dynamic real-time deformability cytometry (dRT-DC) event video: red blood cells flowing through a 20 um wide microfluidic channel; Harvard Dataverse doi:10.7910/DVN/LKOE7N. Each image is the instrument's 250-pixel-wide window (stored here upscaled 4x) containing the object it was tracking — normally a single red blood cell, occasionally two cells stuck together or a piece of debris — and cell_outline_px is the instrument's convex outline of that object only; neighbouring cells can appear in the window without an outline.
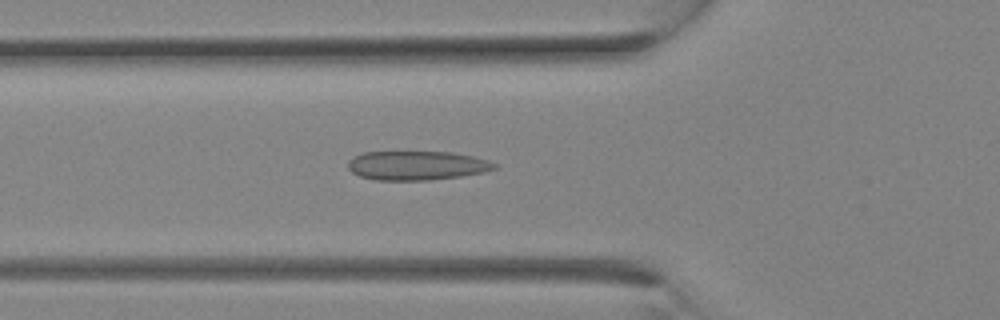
{"species": "Egyptian fruit bat (a non-hibernating species)", "species_latin": "Rousettus aegyptiacus", "temperature_condition": "room temperature", "stored_images_in_passage": 5, "camera_frame_rate_fps": 3000, "um_per_image_px": 0.085, "animal": {"sex": "female"}, "frame": {"image": 1, "passage_image": 3, "time_ms": 0.667, "image_size_px": [1000, 320], "cell_outline_px": [[496, 168], [484, 172], [460, 176], [428, 180], [376, 180], [360, 176], [352, 172], [348, 168], [348, 160], [352, 156], [364, 152], [452, 152], [472, 156], [488, 160], [496, 164]], "centroid_in_image_um": [35.4, 14.06], "position_along_channel_um": 90.4, "area_um2": 24.8}}
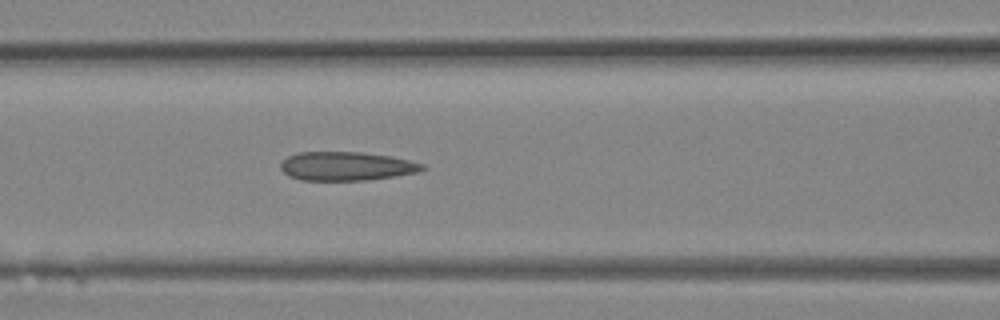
{"frame": {"image": 2, "passage_image": 5, "time_ms": 1.333, "image_size_px": [1000, 320], "cell_outline_px": [[428, 168], [420, 172], [368, 180], [300, 180], [288, 176], [280, 168], [280, 164], [288, 156], [300, 152], [360, 152], [388, 156], [408, 160], [424, 164]], "centroid_in_image_um": [29.46, 14.13], "position_along_channel_um": 137.1, "area_um2": 23.76}}